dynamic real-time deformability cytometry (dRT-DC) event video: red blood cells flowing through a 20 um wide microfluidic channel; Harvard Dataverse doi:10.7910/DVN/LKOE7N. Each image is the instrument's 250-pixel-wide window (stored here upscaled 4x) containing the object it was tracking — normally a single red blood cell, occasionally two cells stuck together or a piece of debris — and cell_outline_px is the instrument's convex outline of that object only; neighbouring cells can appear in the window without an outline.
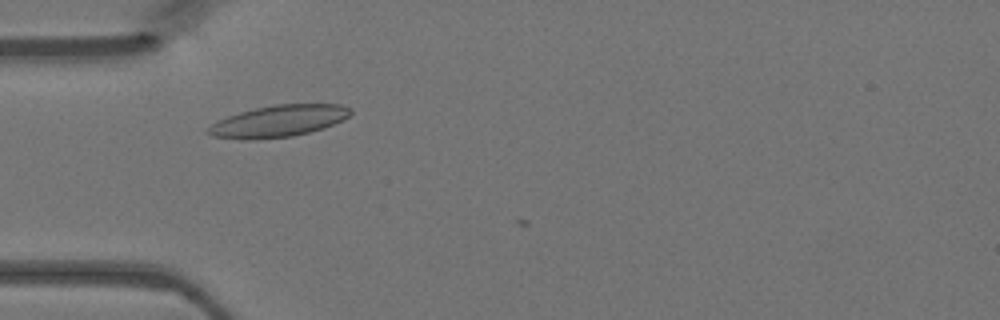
{"species": "Egyptian fruit bat (a non-hibernating species)", "species_latin": "Rousettus aegyptiacus", "temperature_condition": "warm", "stored_images_in_passage": 5, "camera_frame_rate_fps": 3000, "um_per_image_px": 0.085, "animal": {"sex": "female"}, "frame": {"image": 1, "passage_image": 4, "time_ms": 1.0, "image_size_px": [1000, 320], "cell_outline_px": [[352, 112], [344, 120], [324, 128], [292, 136], [212, 136], [204, 132], [204, 128], [228, 116], [240, 112], [256, 108], [276, 104], [340, 104], [352, 108]], "centroid_in_image_um": [23.78, 10.23], "position_along_channel_um": 61.2, "area_um2": 25.14}}